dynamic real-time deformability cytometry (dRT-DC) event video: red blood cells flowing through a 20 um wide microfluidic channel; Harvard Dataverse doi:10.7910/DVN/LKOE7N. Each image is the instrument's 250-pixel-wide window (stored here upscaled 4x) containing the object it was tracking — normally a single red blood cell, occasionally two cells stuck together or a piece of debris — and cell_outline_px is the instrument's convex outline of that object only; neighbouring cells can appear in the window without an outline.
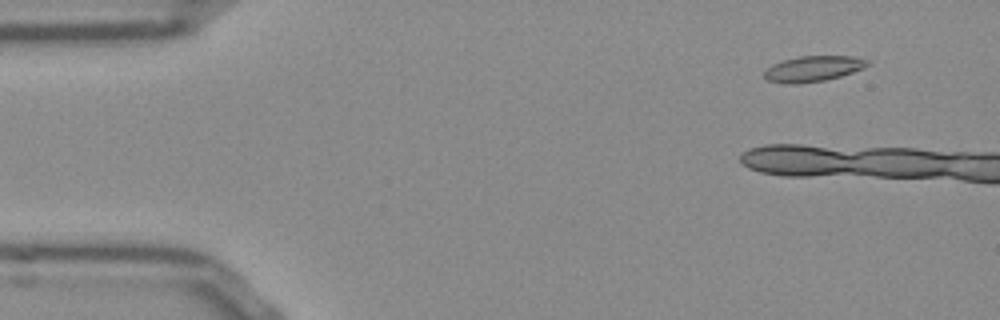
{"species": "Egyptian fruit bat (a non-hibernating species)", "species_latin": "Rousettus aegyptiacus", "temperature_condition": "room temperature", "stored_images_in_passage": 15, "camera_frame_rate_fps": 3000, "um_per_image_px": 0.085, "frame": {"image": 1, "passage_image": 5, "time_ms": 1.333, "image_size_px": [1000, 320], "cell_outline_px": [[872, 64], [864, 68], [840, 76], [824, 80], [796, 84], [792, 84], [764, 80], [764, 72], [772, 64], [780, 60], [800, 56], [852, 56], [868, 60]], "centroid_in_image_um": [69.11, 5.83], "position_along_channel_um": 15.9, "area_um2": 15.49}}